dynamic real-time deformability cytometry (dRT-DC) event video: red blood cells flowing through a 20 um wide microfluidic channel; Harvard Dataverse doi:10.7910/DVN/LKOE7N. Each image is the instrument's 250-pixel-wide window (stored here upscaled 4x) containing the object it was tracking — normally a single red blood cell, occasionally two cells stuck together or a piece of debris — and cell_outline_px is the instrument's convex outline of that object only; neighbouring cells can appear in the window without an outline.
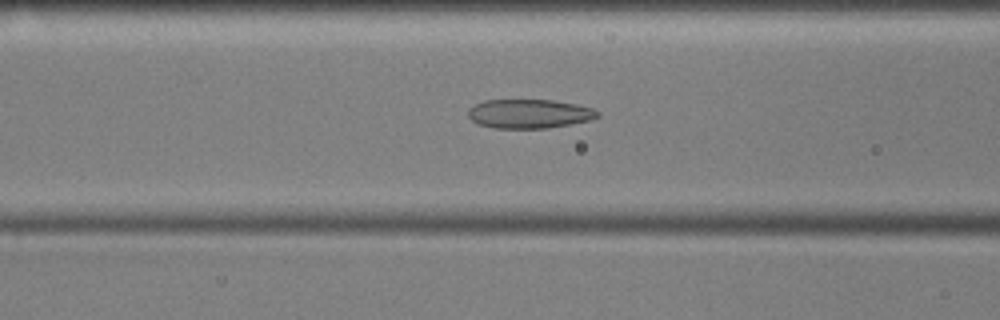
{"species": "common noctule bat (a hibernating species)", "species_latin": "Nyctalus noctula", "temperature_condition": "cold", "stored_images_in_passage": 54, "camera_frame_rate_fps": 3000, "um_per_image_px": 0.085, "animal": {"sex": "male", "body_mass_g": 17.9, "forearm_length_mm": 54.2}, "frame": {"image": 1, "passage_image": 20, "time_ms": 6.333, "image_size_px": [1000, 320], "cell_outline_px": [[600, 116], [588, 120], [548, 128], [496, 128], [480, 124], [472, 120], [468, 116], [468, 108], [484, 100], [552, 100], [576, 104], [592, 108], [600, 112]], "centroid_in_image_um": [44.98, 9.66], "position_along_channel_um": 121.6, "area_um2": 21.73}}
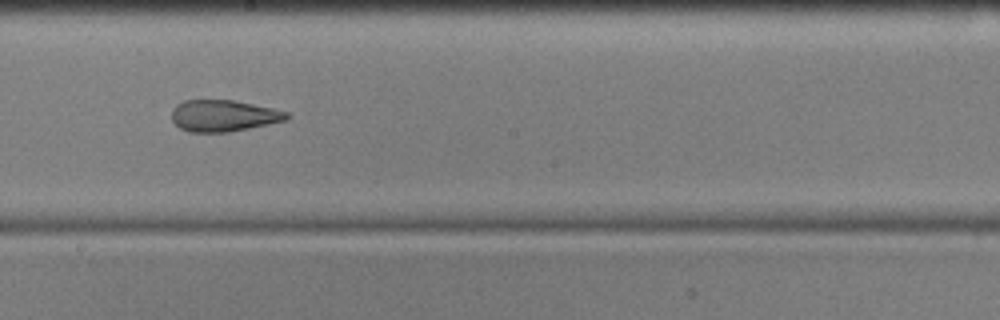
{"frame": {"image": 2, "passage_image": 29, "time_ms": 9.333, "image_size_px": [1000, 320], "cell_outline_px": [[292, 116], [288, 120], [228, 132], [188, 132], [180, 128], [172, 120], [172, 108], [176, 104], [184, 100], [232, 100], [276, 108], [288, 112]], "centroid_in_image_um": [19.03, 9.83], "position_along_channel_um": 229.2, "area_um2": 21.33}}
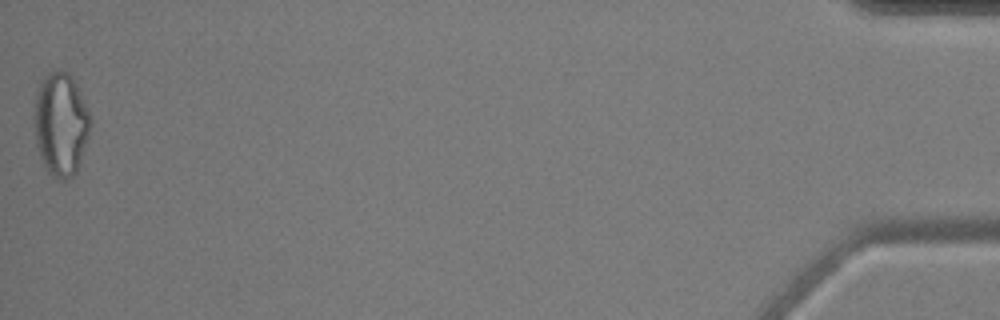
{"frame": {"image": 3, "passage_image": 54, "time_ms": 17.667, "image_size_px": [1000, 320], "cell_outline_px": [[92, 120], [88, 136], [76, 172], [72, 176], [64, 180], [60, 180], [52, 176], [48, 172], [40, 156], [36, 144], [32, 116], [32, 112], [36, 92], [40, 80], [48, 72], [56, 68], [60, 68], [68, 72], [72, 76], [88, 108]], "centroid_in_image_um": [5.13, 10.48], "position_along_channel_um": 430.1, "area_um2": 34.51}, "authors_computed_cell_mechanics": {"area_um2": 24.4783, "velocity_mm_per_s": 3.581, "shape_relaxation_time_tau1_ms": null, "shape_relaxation_time_tau2_ms": 3.3097, "deformation_change_tau1": null, "deformation_change_tau2": 0.1287}}